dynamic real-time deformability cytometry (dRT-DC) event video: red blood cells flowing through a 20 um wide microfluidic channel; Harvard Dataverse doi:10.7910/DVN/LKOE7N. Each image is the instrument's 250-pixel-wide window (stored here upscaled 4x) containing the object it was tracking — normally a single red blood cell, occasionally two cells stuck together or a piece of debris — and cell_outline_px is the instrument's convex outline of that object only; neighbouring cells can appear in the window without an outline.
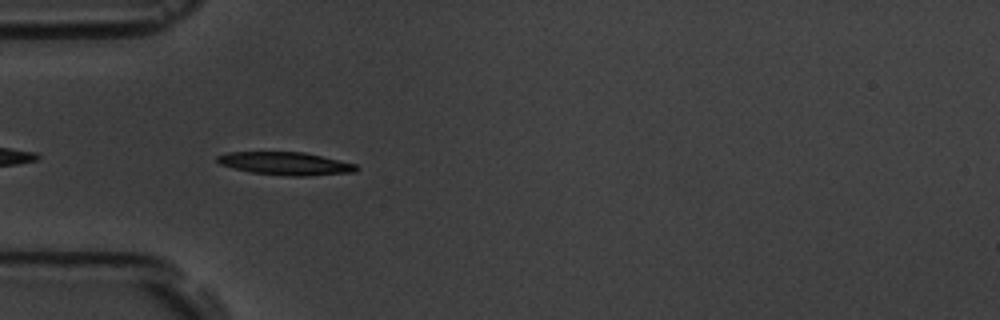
{"species": "common noctule bat (a hibernating species)", "species_latin": "Nyctalus noctula", "temperature_condition": "room temperature", "stored_images_in_passage": 6, "camera_frame_rate_fps": 3000, "um_per_image_px": 0.085, "animal": {"sex": "male", "body_mass_g": 19.5, "forearm_length_mm": 54.6}, "frame": {"image": 1, "passage_image": 6, "time_ms": 5.667, "image_size_px": [1000, 320], "cell_outline_px": [[360, 168], [356, 172], [308, 176], [288, 176], [252, 172], [220, 164], [216, 160], [216, 156], [228, 152], [304, 152], [356, 164]], "centroid_in_image_um": [24.31, 13.9], "position_along_channel_um": 60.7, "area_um2": 18.5}}